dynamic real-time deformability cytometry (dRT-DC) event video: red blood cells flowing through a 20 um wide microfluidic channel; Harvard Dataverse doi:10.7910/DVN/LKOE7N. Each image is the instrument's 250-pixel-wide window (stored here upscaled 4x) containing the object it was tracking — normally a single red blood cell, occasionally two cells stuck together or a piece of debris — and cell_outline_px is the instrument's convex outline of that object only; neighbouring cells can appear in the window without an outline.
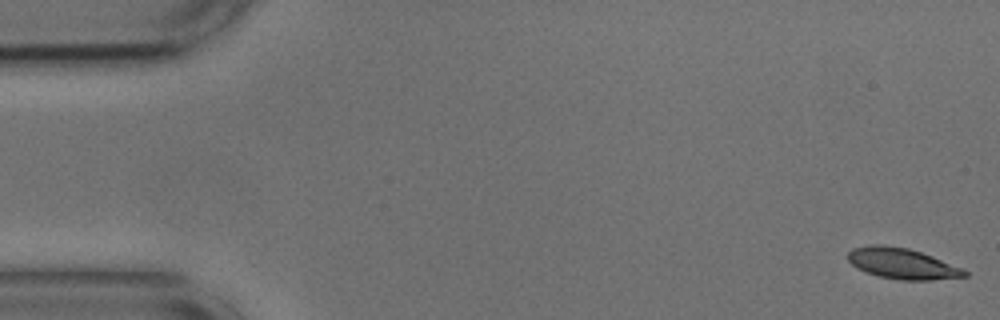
{"species": "common noctule bat (a hibernating species)", "species_latin": "Nyctalus noctula", "temperature_condition": "cold", "stored_images_in_passage": 54, "camera_frame_rate_fps": 3000, "um_per_image_px": 0.085, "animal": {"sex": "male", "body_mass_g": 17.9, "forearm_length_mm": 54.2}, "frame": {"image": 1, "passage_image": 1, "time_ms": 0.0, "image_size_px": [1000, 320], "cell_outline_px": [[968, 276], [932, 280], [900, 280], [880, 276], [856, 268], [848, 260], [848, 252], [852, 248], [872, 244], [884, 244], [908, 248], [932, 256], [964, 268], [968, 272]], "centroid_in_image_um": [76.7, 22.39], "position_along_channel_um": 8.3, "area_um2": 20.98}}
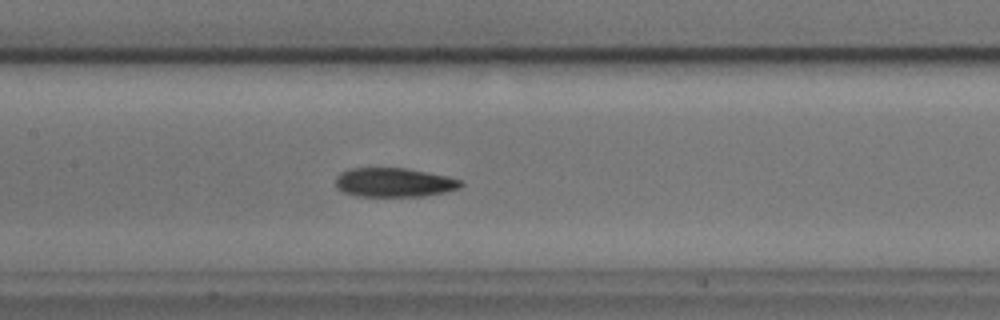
{"frame": {"image": 2, "passage_image": 25, "time_ms": 8.0, "image_size_px": [1000, 320], "cell_outline_px": [[464, 184], [460, 188], [444, 192], [424, 196], [356, 196], [344, 192], [336, 184], [336, 176], [340, 172], [352, 168], [404, 168], [448, 176], [460, 180]], "centroid_in_image_um": [33.51, 15.5], "position_along_channel_um": 173.9, "area_um2": 21.1}}
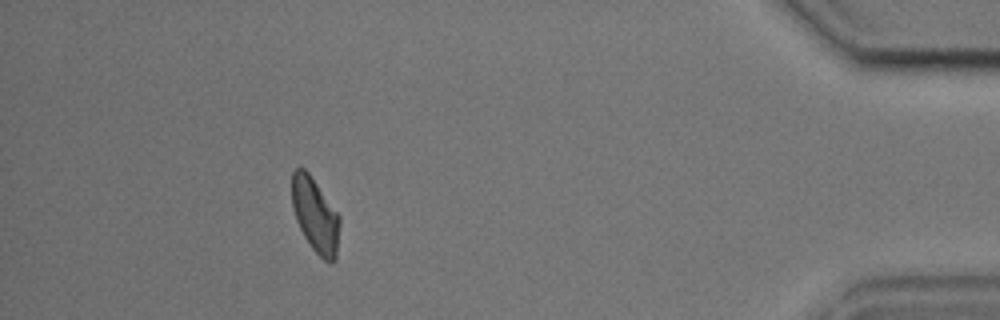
{"frame": {"image": 3, "passage_image": 49, "time_ms": 16.0, "image_size_px": [1000, 320], "cell_outline_px": [[340, 224], [336, 260], [332, 264], [324, 260], [312, 248], [304, 236], [296, 220], [292, 208], [292, 172], [296, 168], [304, 168], [308, 172], [340, 216]], "centroid_in_image_um": [26.8, 18.31], "position_along_channel_um": 408.4, "area_um2": 20.69}, "authors_computed_cell_mechanics": {"area_um2": 20.9814, "velocity_mm_per_s": 3.6385, "shape_relaxation_time_tau1_ms": 3.8039, "shape_relaxation_time_tau2_ms": 6.1268, "deformation_change_tau1": 0.1073, "deformation_change_tau2": 0.1249}}